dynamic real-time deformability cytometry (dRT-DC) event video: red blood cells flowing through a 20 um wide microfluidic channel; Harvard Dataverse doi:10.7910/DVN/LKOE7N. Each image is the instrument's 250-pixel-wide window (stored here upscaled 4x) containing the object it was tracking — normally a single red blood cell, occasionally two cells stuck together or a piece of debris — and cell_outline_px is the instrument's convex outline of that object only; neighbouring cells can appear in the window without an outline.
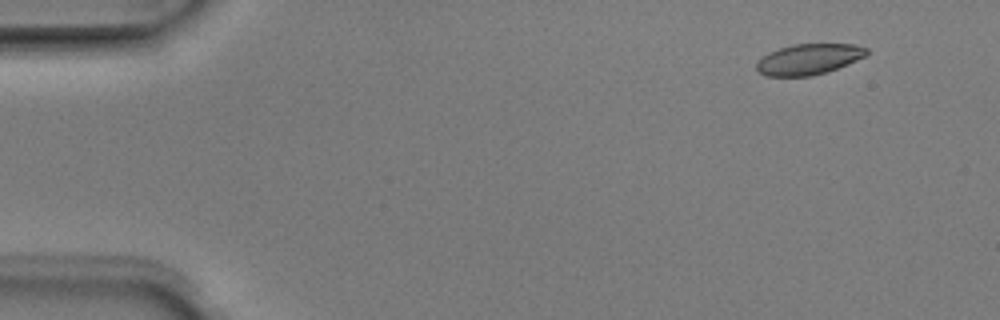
{"species": "Egyptian fruit bat (a non-hibernating species)", "species_latin": "Rousettus aegyptiacus", "temperature_condition": "room temperature", "stored_images_in_passage": 4, "camera_frame_rate_fps": 3000, "um_per_image_px": 0.085, "animal": {"sex": "male"}, "frame": {"image": 1, "passage_image": 2, "time_ms": 0.333, "image_size_px": [1000, 320], "cell_outline_px": [[868, 52], [864, 56], [856, 60], [836, 68], [812, 76], [764, 76], [756, 68], [756, 64], [768, 52], [792, 44], [856, 44], [868, 48]], "centroid_in_image_um": [68.73, 5.02], "position_along_channel_um": 16.3, "area_um2": 19.48}}